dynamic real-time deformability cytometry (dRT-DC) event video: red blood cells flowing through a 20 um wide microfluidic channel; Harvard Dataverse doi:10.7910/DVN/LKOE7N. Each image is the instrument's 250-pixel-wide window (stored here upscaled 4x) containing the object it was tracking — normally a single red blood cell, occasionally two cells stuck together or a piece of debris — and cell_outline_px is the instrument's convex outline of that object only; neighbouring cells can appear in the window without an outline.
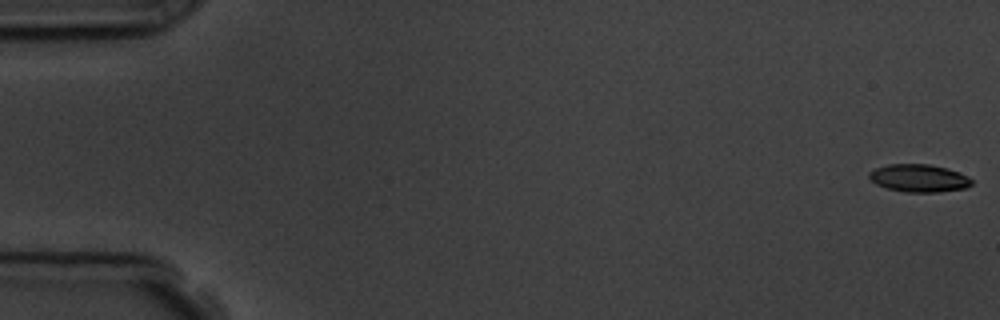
{"species": "common noctule bat (a hibernating species)", "species_latin": "Nyctalus noctula", "temperature_condition": "room temperature", "stored_images_in_passage": 12, "camera_frame_rate_fps": 3000, "um_per_image_px": 0.085, "animal": {"sex": "male", "body_mass_g": 19.5, "forearm_length_mm": 54.6}, "frame": {"image": 1, "passage_image": 1, "time_ms": 0.0, "image_size_px": [1000, 320], "cell_outline_px": [[972, 184], [968, 188], [940, 192], [904, 192], [888, 188], [876, 184], [868, 176], [868, 172], [876, 168], [888, 164], [928, 164], [948, 168], [968, 176], [972, 180]], "centroid_in_image_um": [78.13, 15.14], "position_along_channel_um": 6.9, "area_um2": 16.65}}